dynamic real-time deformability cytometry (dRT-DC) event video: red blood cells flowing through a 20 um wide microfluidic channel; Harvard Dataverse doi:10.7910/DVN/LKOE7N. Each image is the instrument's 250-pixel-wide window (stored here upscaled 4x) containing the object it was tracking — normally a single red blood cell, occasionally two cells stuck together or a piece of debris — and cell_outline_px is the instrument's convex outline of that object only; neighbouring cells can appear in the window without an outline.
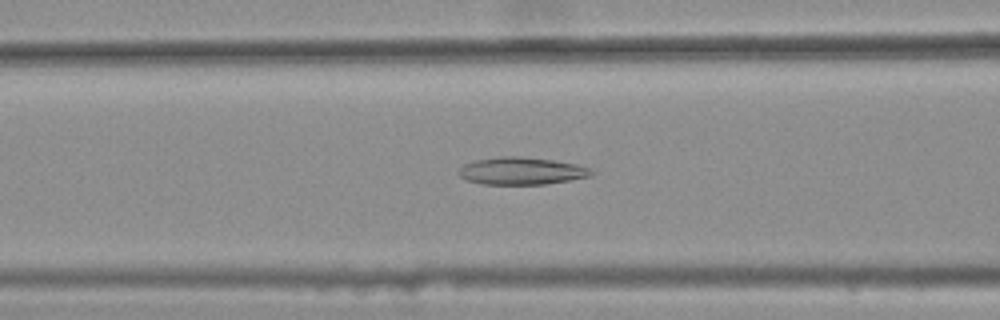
{"species": "common noctule bat (a hibernating species)", "species_latin": "Nyctalus noctula", "temperature_condition": "warm", "stored_images_in_passage": 47, "camera_frame_rate_fps": 3000, "um_per_image_px": 0.085, "animal": {"sex": "female", "body_mass_g": 25.1}, "frame": {"image": 1, "passage_image": 22, "time_ms": 7.0, "image_size_px": [1000, 320], "cell_outline_px": [[596, 172], [592, 176], [572, 180], [544, 184], [480, 184], [464, 180], [456, 172], [464, 164], [476, 160], [500, 156], [520, 156], [552, 160], [576, 164], [592, 168]], "centroid_in_image_um": [44.34, 14.53], "position_along_channel_um": 122.3, "area_um2": 21.44}}
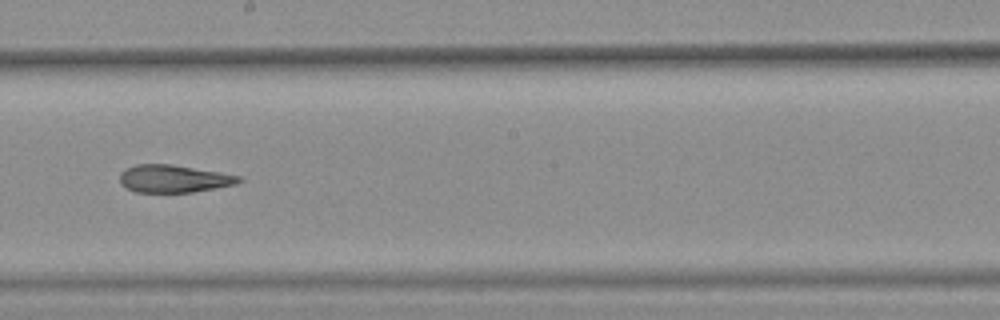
{"frame": {"image": 2, "passage_image": 31, "time_ms": 10.0, "image_size_px": [1000, 320], "cell_outline_px": [[244, 180], [236, 184], [216, 188], [192, 192], [136, 192], [120, 184], [120, 172], [124, 168], [136, 164], [172, 164], [244, 176]], "centroid_in_image_um": [14.79, 15.18], "position_along_channel_um": 233.4, "area_um2": 19.36}}
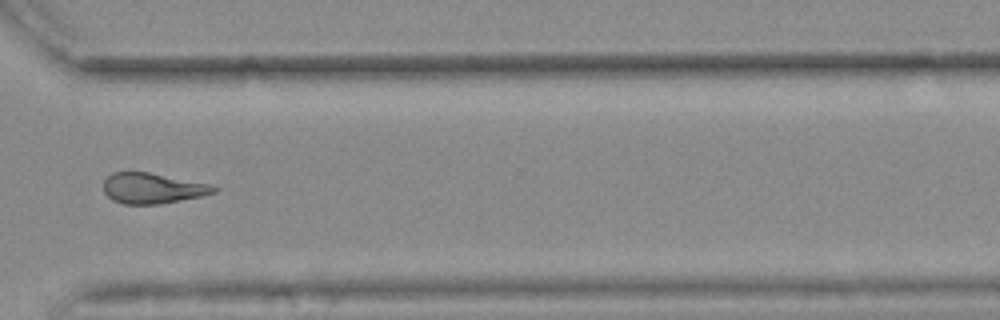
{"frame": {"image": 3, "passage_image": 41, "time_ms": 13.333, "image_size_px": [1000, 320], "cell_outline_px": [[220, 188], [216, 192], [200, 196], [160, 204], [124, 204], [112, 200], [104, 192], [104, 180], [112, 172], [148, 172], [208, 184]], "centroid_in_image_um": [12.94, 16.0], "position_along_channel_um": 357.7, "area_um2": 19.42}, "authors_computed_cell_mechanics": {"area_um2": 20.9814, "velocity_mm_per_s": 3.7127, "shape_relaxation_time_tau1_ms": null, "shape_relaxation_time_tau2_ms": 3.9749, "deformation_change_tau1": null, "deformation_change_tau2": 0.1432}}